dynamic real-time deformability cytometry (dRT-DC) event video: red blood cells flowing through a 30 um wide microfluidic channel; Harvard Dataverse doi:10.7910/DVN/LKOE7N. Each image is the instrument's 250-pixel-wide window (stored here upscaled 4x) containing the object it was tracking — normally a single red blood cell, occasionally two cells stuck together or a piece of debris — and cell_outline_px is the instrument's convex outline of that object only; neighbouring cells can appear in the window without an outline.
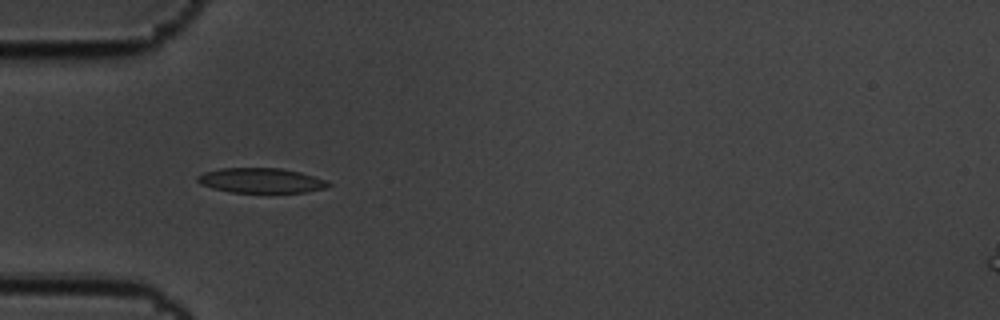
{"species": "common noctule bat (a hibernating species)", "species_latin": "Nyctalus noctula", "temperature_condition": "cold", "stored_images_in_passage": 7, "camera_frame_rate_fps": 3000, "um_per_image_px": 0.085, "animal": {"sex": "male", "body_mass_g": 19.5, "forearm_length_mm": 54.6}, "frame": {"image": 1, "passage_image": 5, "time_ms": 1.333, "image_size_px": [1000, 320], "cell_outline_px": [[332, 184], [324, 188], [304, 192], [232, 192], [212, 188], [200, 184], [196, 180], [196, 176], [204, 172], [220, 168], [280, 168], [300, 172], [324, 180]], "centroid_in_image_um": [22.12, 15.33], "position_along_channel_um": 62.9, "area_um2": 18.79}}
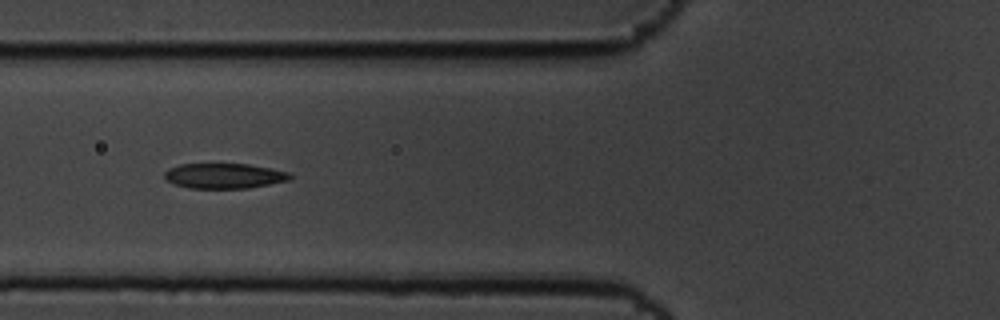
{"frame": {"image": 2, "passage_image": 6, "time_ms": 1.667, "image_size_px": [1000, 320], "cell_outline_px": [[292, 180], [248, 188], [188, 188], [172, 184], [164, 180], [164, 172], [168, 168], [180, 164], [248, 164], [272, 168], [288, 172], [292, 176]], "centroid_in_image_um": [19.03, 14.95], "position_along_channel_um": 106.8, "area_um2": 18.67}}
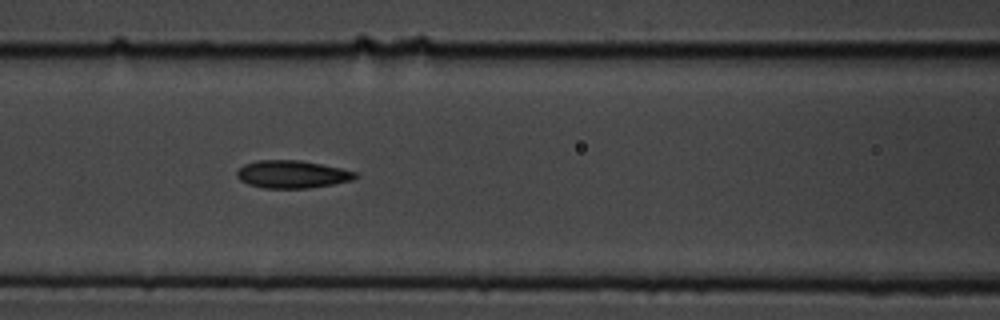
{"frame": {"image": 3, "passage_image": 7, "time_ms": 2.0, "image_size_px": [1000, 320], "cell_outline_px": [[360, 176], [352, 180], [332, 184], [308, 188], [264, 188], [248, 184], [240, 180], [236, 176], [236, 172], [244, 164], [256, 160], [300, 160], [340, 168], [356, 172]], "centroid_in_image_um": [24.82, 14.81], "position_along_channel_um": 141.8, "area_um2": 19.07}}